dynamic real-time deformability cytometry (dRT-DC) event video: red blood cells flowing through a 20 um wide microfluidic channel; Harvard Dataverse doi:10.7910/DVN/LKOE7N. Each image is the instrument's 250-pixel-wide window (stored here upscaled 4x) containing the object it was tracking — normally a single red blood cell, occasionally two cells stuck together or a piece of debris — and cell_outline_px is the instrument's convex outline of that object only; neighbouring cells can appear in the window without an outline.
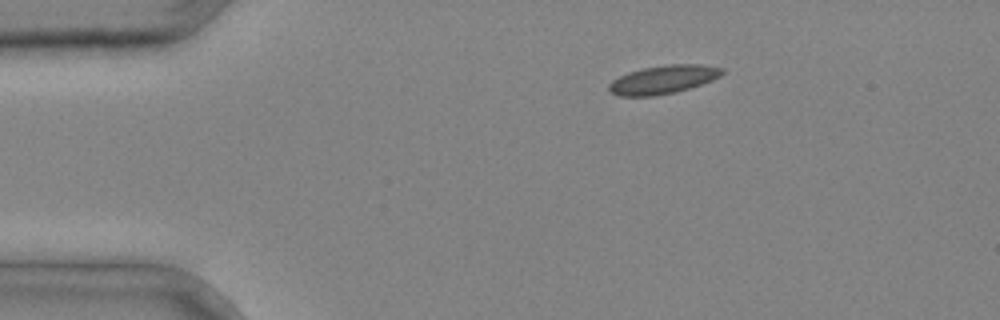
{"species": "common noctule bat (a hibernating species)", "species_latin": "Nyctalus noctula", "temperature_condition": "cold", "stored_images_in_passage": 2, "camera_frame_rate_fps": 3000, "um_per_image_px": 0.085, "animal": {"sex": "male", "body_mass_g": 20.4}, "frame": {"image": 1, "passage_image": 1, "time_ms": 0.0, "image_size_px": [1000, 320], "cell_outline_px": [[724, 72], [720, 76], [712, 80], [676, 92], [652, 96], [620, 96], [612, 92], [608, 88], [608, 84], [612, 80], [628, 72], [644, 68], [668, 64], [700, 64], [724, 68]], "centroid_in_image_um": [56.37, 6.75], "position_along_channel_um": 28.6, "area_um2": 18.61}}